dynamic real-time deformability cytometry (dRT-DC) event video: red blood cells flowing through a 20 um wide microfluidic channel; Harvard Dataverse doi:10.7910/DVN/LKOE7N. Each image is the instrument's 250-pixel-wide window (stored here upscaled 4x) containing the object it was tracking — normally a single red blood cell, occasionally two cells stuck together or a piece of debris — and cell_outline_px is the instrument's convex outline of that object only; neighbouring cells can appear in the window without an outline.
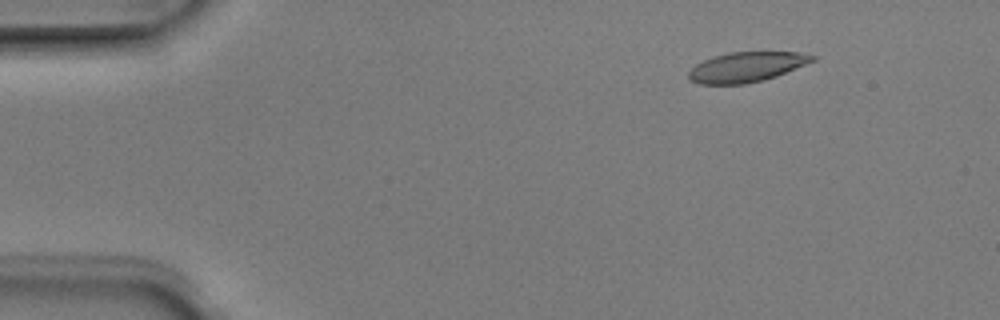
{"species": "Egyptian fruit bat (a non-hibernating species)", "species_latin": "Rousettus aegyptiacus", "temperature_condition": "room temperature", "stored_images_in_passage": 4, "camera_frame_rate_fps": 3000, "um_per_image_px": 0.085, "animal": {"sex": "male"}, "frame": {"image": 1, "passage_image": 2, "time_ms": 0.333, "image_size_px": [1000, 320], "cell_outline_px": [[816, 60], [776, 76], [764, 80], [744, 84], [700, 84], [688, 80], [688, 72], [696, 64], [704, 60], [728, 52], [796, 52], [816, 56]], "centroid_in_image_um": [63.44, 5.7], "position_along_channel_um": 21.6, "area_um2": 21.5}}
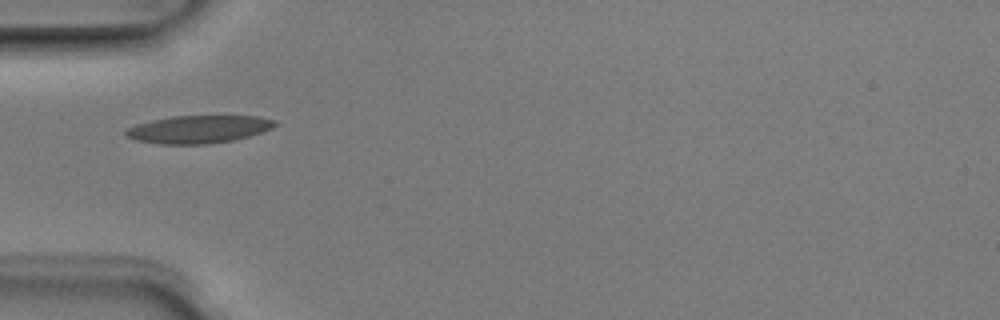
{"frame": {"image": 2, "passage_image": 4, "time_ms": 1.0, "image_size_px": [1000, 320], "cell_outline_px": [[276, 124], [272, 128], [248, 136], [232, 140], [208, 144], [160, 144], [136, 140], [124, 136], [124, 132], [128, 128], [136, 124], [152, 120], [172, 116], [260, 116], [276, 120]], "centroid_in_image_um": [16.85, 10.98], "position_along_channel_um": 68.1, "area_um2": 24.04}}